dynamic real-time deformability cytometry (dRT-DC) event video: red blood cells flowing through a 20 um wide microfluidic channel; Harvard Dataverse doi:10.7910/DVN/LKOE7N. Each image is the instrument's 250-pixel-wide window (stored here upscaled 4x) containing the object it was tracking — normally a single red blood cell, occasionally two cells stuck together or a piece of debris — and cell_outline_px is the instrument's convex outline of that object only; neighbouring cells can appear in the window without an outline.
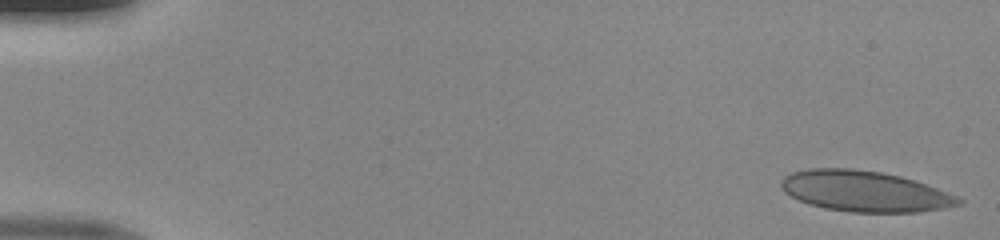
{"species": "human", "species_latin": "Homo sapiens", "temperature_condition": "room temperature", "stored_images_in_passage": 48, "camera_frame_rate_fps": 3000, "um_per_image_px": 0.085, "donor": {"sex": "male"}, "frame": {"image": 1, "passage_image": 1, "time_ms": 0.0, "image_size_px": [1000, 240], "cell_outline_px": [[964, 200], [960, 204], [944, 208], [916, 212], [852, 212], [824, 208], [808, 204], [784, 192], [780, 184], [780, 180], [784, 176], [792, 172], [812, 168], [848, 168], [880, 172], [900, 176], [936, 188], [956, 196]], "centroid_in_image_um": [73.45, 16.26], "position_along_channel_um": 11.5, "area_um2": 41.79}}
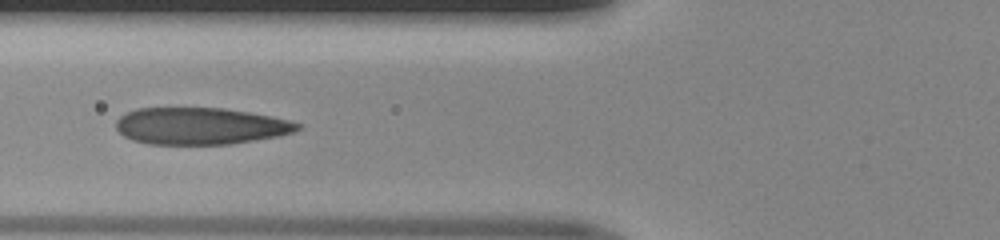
{"frame": {"image": 2, "passage_image": 19, "time_ms": 6.0, "image_size_px": [1000, 240], "cell_outline_px": [[304, 128], [292, 132], [276, 136], [232, 144], [148, 144], [132, 140], [124, 136], [116, 128], [116, 120], [120, 116], [136, 108], [224, 108], [272, 116], [304, 124]], "centroid_in_image_um": [17.05, 10.71], "position_along_channel_um": 108.8, "area_um2": 39.07}}
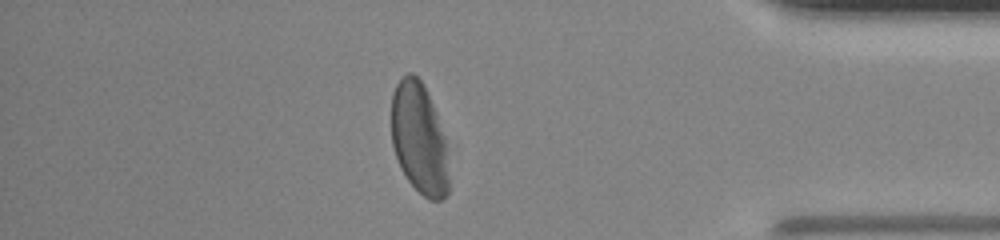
{"frame": {"image": 3, "passage_image": 42, "time_ms": 13.667, "image_size_px": [1000, 240], "cell_outline_px": [[448, 192], [440, 200], [428, 200], [408, 180], [400, 168], [392, 144], [392, 92], [396, 84], [408, 72], [412, 72], [424, 84], [432, 104], [444, 136], [448, 180]], "centroid_in_image_um": [35.6, 11.77], "position_along_channel_um": 399.6, "area_um2": 36.65}}